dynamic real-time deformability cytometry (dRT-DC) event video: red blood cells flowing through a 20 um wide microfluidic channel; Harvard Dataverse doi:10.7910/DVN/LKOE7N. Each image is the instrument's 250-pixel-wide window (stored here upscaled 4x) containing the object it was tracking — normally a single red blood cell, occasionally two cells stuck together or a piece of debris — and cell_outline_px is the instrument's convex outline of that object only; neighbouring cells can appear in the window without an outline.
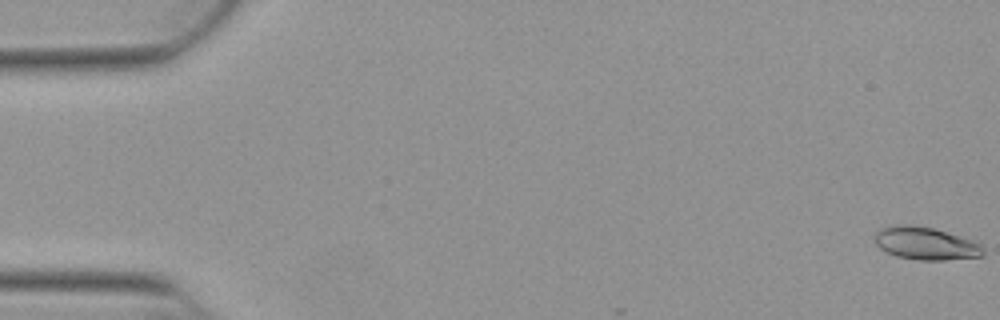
{"species": "Egyptian fruit bat (a non-hibernating species)", "species_latin": "Rousettus aegyptiacus", "temperature_condition": "warm", "stored_images_in_passage": 3, "camera_frame_rate_fps": 3000, "um_per_image_px": 0.085, "animal": {"sex": "female"}, "frame": {"image": 1, "passage_image": 1, "time_ms": 0.0, "image_size_px": [1000, 320], "cell_outline_px": [[984, 256], [944, 260], [920, 260], [896, 256], [880, 248], [876, 244], [876, 232], [880, 228], [896, 224], [916, 224], [932, 228], [972, 240], [980, 244], [984, 252]], "centroid_in_image_um": [78.67, 20.68], "position_along_channel_um": 6.3, "area_um2": 20.58}}